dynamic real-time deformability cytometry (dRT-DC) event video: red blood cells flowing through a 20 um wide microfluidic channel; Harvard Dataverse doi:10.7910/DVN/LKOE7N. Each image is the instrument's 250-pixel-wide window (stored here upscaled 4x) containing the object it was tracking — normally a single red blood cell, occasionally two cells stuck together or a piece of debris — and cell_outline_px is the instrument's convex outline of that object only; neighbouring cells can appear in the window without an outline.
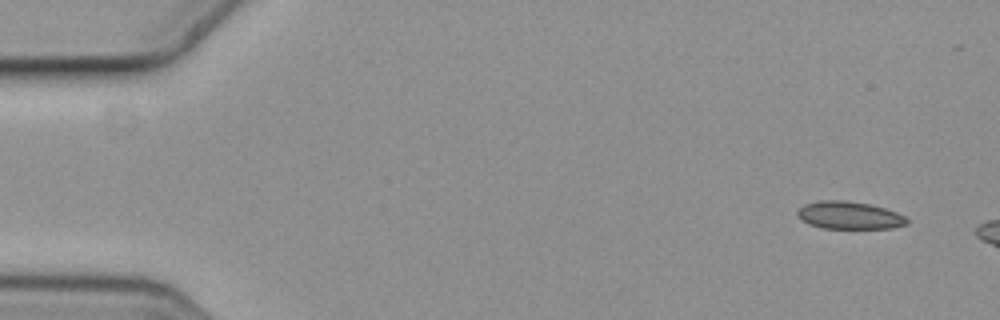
{"species": "common noctule bat (a hibernating species)", "species_latin": "Nyctalus noctula", "temperature_condition": "cold", "stored_images_in_passage": 5, "camera_frame_rate_fps": 3000, "um_per_image_px": 0.085, "animal": {"sex": "female", "body_mass_g": 19.3, "forearm_length_mm": 54.1}, "frame": {"image": 1, "passage_image": 1, "time_ms": 0.0, "image_size_px": [1000, 320], "cell_outline_px": [[908, 224], [892, 228], [824, 228], [808, 224], [800, 220], [796, 216], [796, 212], [804, 204], [820, 200], [840, 200], [868, 204], [884, 208], [896, 212], [904, 216], [908, 220]], "centroid_in_image_um": [72.15, 18.31], "position_along_channel_um": 12.9, "area_um2": 17.57}}